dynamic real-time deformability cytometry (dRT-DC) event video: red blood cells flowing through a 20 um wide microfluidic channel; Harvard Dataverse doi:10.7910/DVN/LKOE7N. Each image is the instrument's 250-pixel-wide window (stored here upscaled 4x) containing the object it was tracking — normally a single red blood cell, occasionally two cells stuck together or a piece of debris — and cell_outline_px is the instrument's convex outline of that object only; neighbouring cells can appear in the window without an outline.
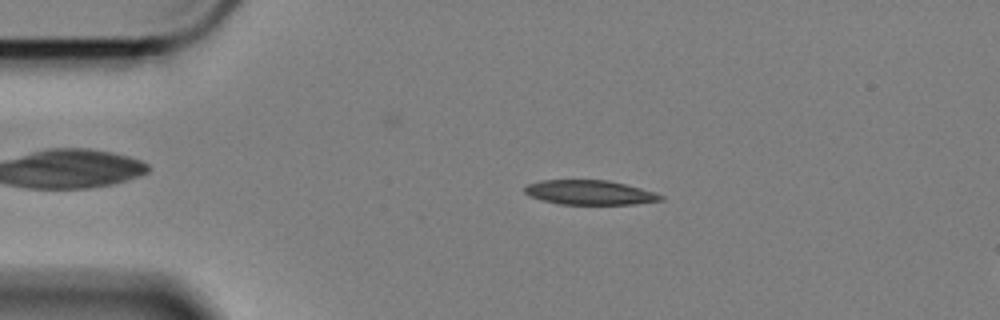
{"species": "Egyptian fruit bat (a non-hibernating species)", "species_latin": "Rousettus aegyptiacus", "temperature_condition": "cold", "stored_images_in_passage": 58, "camera_frame_rate_fps": 3000, "um_per_image_px": 0.085, "animal": {"sex": "female"}, "frame": {"image": 1, "passage_image": 11, "time_ms": 3.333, "image_size_px": [1000, 320], "cell_outline_px": [[664, 200], [632, 204], [560, 204], [544, 200], [532, 196], [524, 192], [524, 188], [528, 184], [540, 180], [608, 180], [656, 192], [664, 196]], "centroid_in_image_um": [50.15, 16.36], "position_along_channel_um": 34.8, "area_um2": 19.25}}
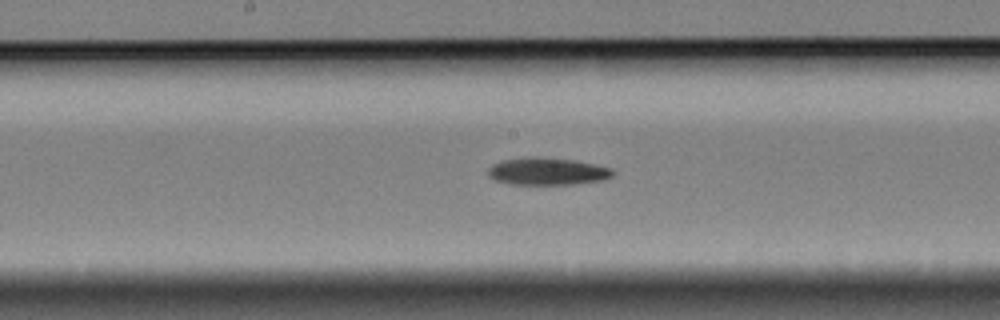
{"frame": {"image": 2, "passage_image": 29, "time_ms": 9.333, "image_size_px": [1000, 320], "cell_outline_px": [[616, 172], [612, 176], [604, 180], [572, 184], [512, 184], [496, 180], [488, 176], [488, 168], [492, 164], [500, 160], [528, 156], [536, 156], [576, 160], [612, 168]], "centroid_in_image_um": [46.52, 14.55], "position_along_channel_um": 201.7, "area_um2": 20.11}}
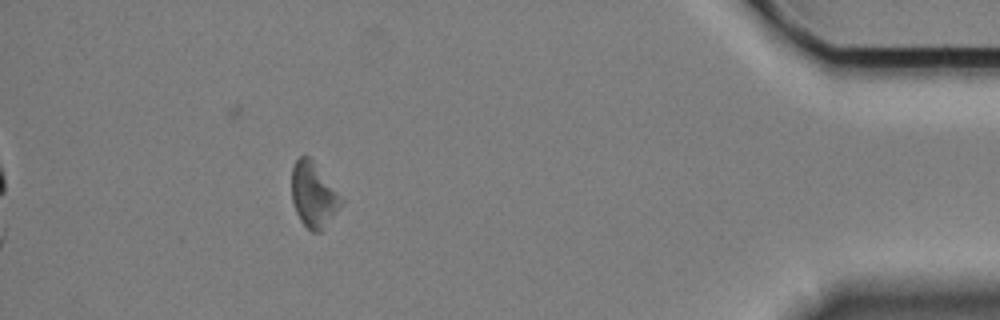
{"frame": {"image": 3, "passage_image": 52, "time_ms": 17.0, "image_size_px": [1000, 320], "cell_outline_px": [[344, 200], [320, 232], [312, 232], [300, 220], [296, 212], [292, 200], [292, 168], [296, 160], [300, 156], [308, 156], [312, 160]], "centroid_in_image_um": [26.62, 16.56], "position_along_channel_um": 408.6, "area_um2": 18.15}, "authors_computed_cell_mechanics": {"area_um2": 19.9699, "velocity_mm_per_s": 3.3725, "shape_relaxation_time_tau1_ms": 2.88, "shape_relaxation_time_tau2_ms": null, "deformation_change_tau1": 0.0828, "deformation_change_tau2": null}}